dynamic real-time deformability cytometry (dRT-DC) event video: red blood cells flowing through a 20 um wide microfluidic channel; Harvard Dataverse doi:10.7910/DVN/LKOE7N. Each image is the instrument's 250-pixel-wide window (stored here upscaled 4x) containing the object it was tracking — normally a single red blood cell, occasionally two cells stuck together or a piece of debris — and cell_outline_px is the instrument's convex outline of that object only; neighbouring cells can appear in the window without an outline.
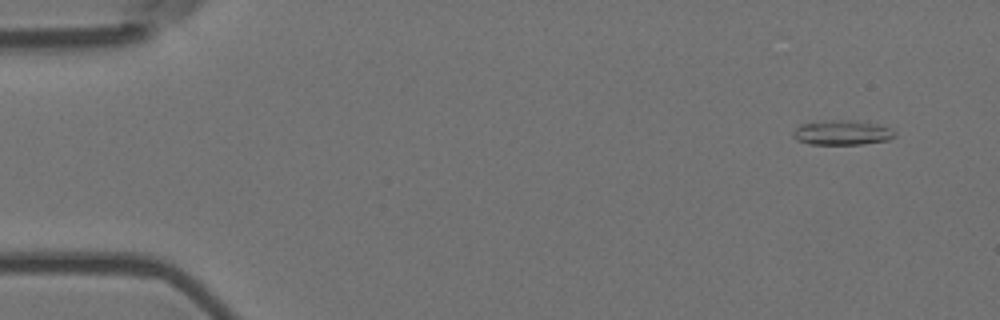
{"species": "Egyptian fruit bat (a non-hibernating species)", "species_latin": "Rousettus aegyptiacus", "temperature_condition": "room temperature", "stored_images_in_passage": 6, "camera_frame_rate_fps": 3000, "um_per_image_px": 0.085, "animal": {"sex": "female"}, "frame": {"image": 1, "passage_image": 1, "time_ms": 0.0, "image_size_px": [1000, 320], "cell_outline_px": [[896, 136], [888, 140], [864, 144], [808, 144], [796, 140], [792, 136], [792, 132], [800, 124], [832, 120], [856, 120], [876, 124], [888, 128], [896, 132]], "centroid_in_image_um": [71.56, 11.28], "position_along_channel_um": 13.4, "area_um2": 14.68}}
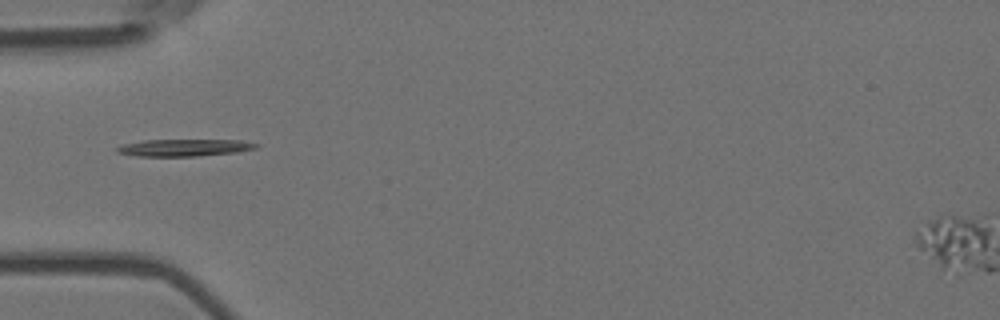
{"frame": {"image": 2, "passage_image": 5, "time_ms": 1.333, "image_size_px": [1000, 320], "cell_outline_px": [[260, 144], [256, 148], [236, 152], [200, 156], [136, 156], [116, 152], [116, 148], [124, 144], [144, 140], [240, 140]], "centroid_in_image_um": [15.67, 12.55], "position_along_channel_um": 69.3, "area_um2": 13.76}}
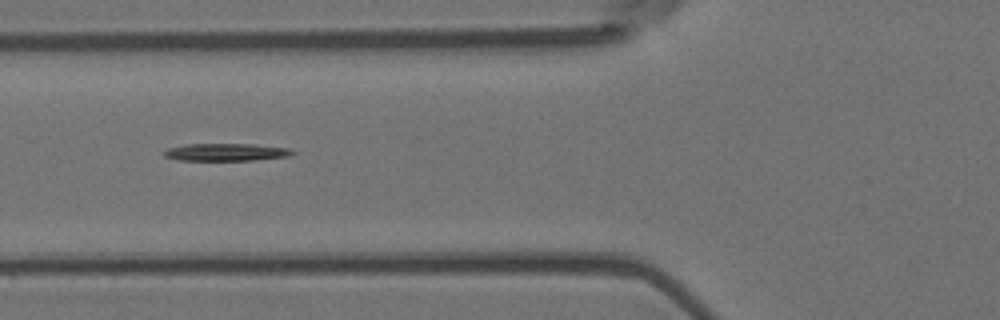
{"frame": {"image": 3, "passage_image": 6, "time_ms": 1.667, "image_size_px": [1000, 320], "cell_outline_px": [[296, 152], [288, 156], [252, 160], [176, 160], [164, 156], [164, 152], [168, 148], [184, 144], [252, 144], [292, 148]], "centroid_in_image_um": [19.23, 12.93], "position_along_channel_um": 106.6, "area_um2": 13.06}}